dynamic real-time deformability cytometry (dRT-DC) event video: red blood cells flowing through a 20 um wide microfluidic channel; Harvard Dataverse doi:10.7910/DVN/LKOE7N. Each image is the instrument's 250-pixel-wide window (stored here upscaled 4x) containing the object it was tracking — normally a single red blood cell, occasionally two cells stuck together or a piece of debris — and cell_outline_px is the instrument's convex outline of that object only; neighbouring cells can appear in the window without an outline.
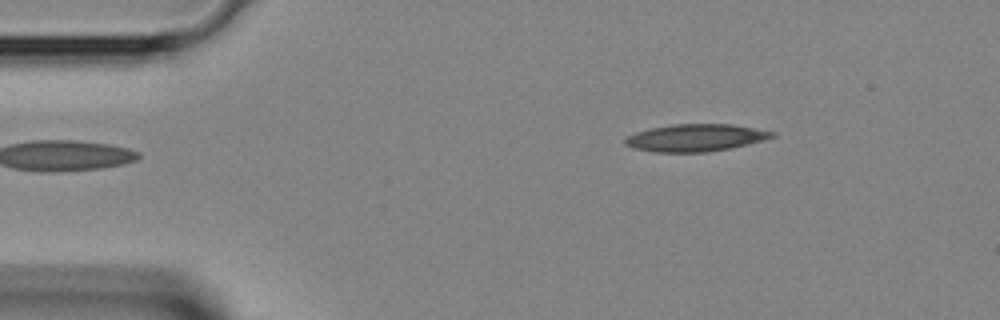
{"species": "Egyptian fruit bat (a non-hibernating species)", "species_latin": "Rousettus aegyptiacus", "temperature_condition": "room temperature", "stored_images_in_passage": 3, "segment_of_instrument_passage": [2, 2], "camera_frame_rate_fps": 3000, "um_per_image_px": 0.085, "animal": {"sex": "female"}, "frame": {"image": 1, "passage_image": 3, "time_ms": 0.667, "image_size_px": [1000, 320], "cell_outline_px": [[776, 136], [764, 140], [748, 144], [708, 152], [656, 152], [632, 148], [624, 144], [624, 140], [628, 136], [636, 132], [648, 128], [672, 124], [732, 124], [776, 132]], "centroid_in_image_um": [59.11, 11.7], "position_along_channel_um": 25.9, "area_um2": 23.41}}